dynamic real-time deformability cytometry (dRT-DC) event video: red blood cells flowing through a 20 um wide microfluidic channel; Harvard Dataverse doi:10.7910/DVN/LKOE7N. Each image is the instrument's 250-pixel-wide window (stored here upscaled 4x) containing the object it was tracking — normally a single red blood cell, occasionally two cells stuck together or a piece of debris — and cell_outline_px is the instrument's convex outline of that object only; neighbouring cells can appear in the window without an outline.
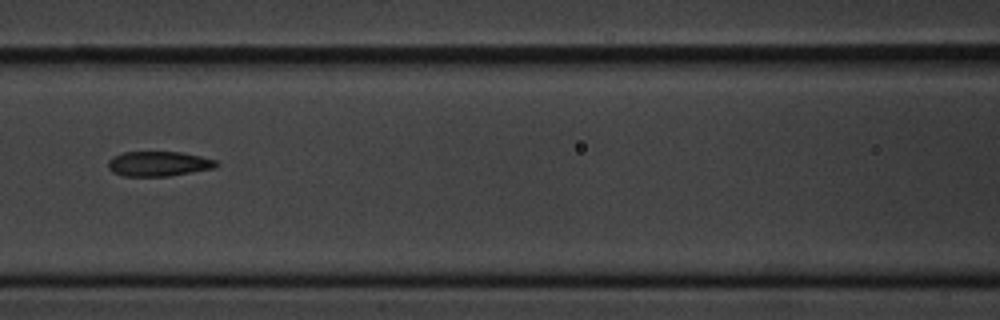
{"species": "common noctule bat (a hibernating species)", "species_latin": "Nyctalus noctula", "temperature_condition": "cold", "stored_images_in_passage": 9, "camera_frame_rate_fps": 3000, "um_per_image_px": 0.085, "animal": {"sex": "male", "body_mass_g": 20.1, "forearm_length_mm": 53.5}, "frame": {"image": 1, "passage_image": 7, "time_ms": 7.667, "image_size_px": [1000, 320], "cell_outline_px": [[220, 164], [216, 168], [168, 176], [124, 176], [112, 172], [108, 168], [108, 160], [112, 156], [124, 152], [180, 152], [200, 156], [216, 160]], "centroid_in_image_um": [13.48, 13.92], "position_along_channel_um": 153.1, "area_um2": 15.78}}
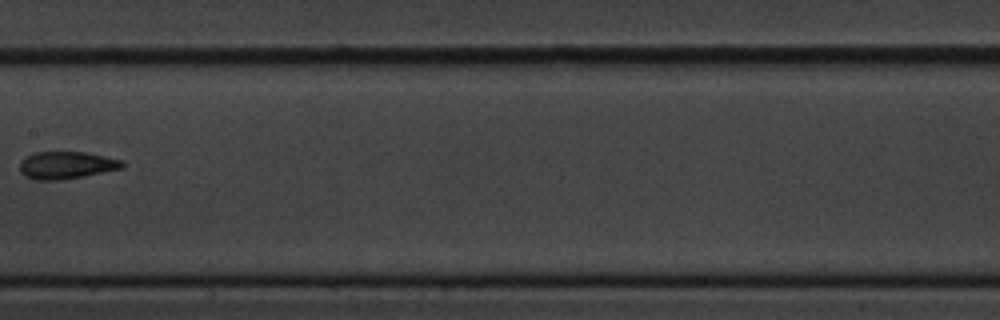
{"frame": {"image": 2, "passage_image": 8, "time_ms": 9.0, "image_size_px": [1000, 320], "cell_outline_px": [[124, 168], [84, 176], [60, 180], [36, 180], [24, 176], [20, 172], [20, 160], [24, 156], [32, 152], [84, 152], [124, 160]], "centroid_in_image_um": [5.62, 14.04], "position_along_channel_um": 201.8, "area_um2": 16.59}}
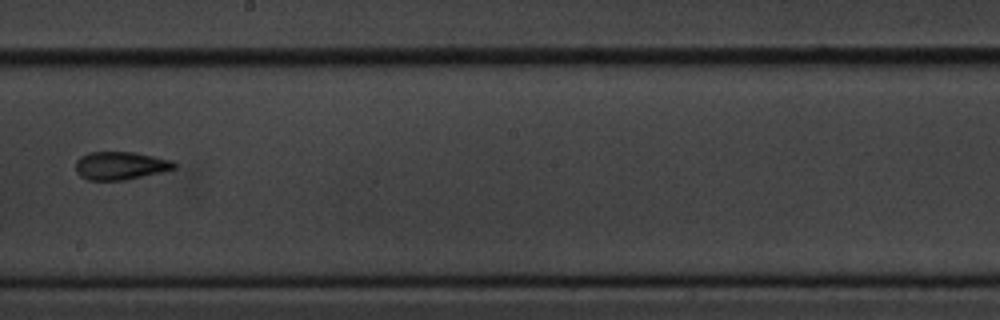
{"frame": {"image": 3, "passage_image": 9, "time_ms": 10.0, "image_size_px": [1000, 320], "cell_outline_px": [[176, 168], [160, 172], [124, 180], [88, 180], [80, 176], [76, 172], [76, 160], [80, 156], [88, 152], [132, 152], [172, 160], [176, 164]], "centroid_in_image_um": [10.2, 14.08], "position_along_channel_um": 238.0, "area_um2": 16.01}}